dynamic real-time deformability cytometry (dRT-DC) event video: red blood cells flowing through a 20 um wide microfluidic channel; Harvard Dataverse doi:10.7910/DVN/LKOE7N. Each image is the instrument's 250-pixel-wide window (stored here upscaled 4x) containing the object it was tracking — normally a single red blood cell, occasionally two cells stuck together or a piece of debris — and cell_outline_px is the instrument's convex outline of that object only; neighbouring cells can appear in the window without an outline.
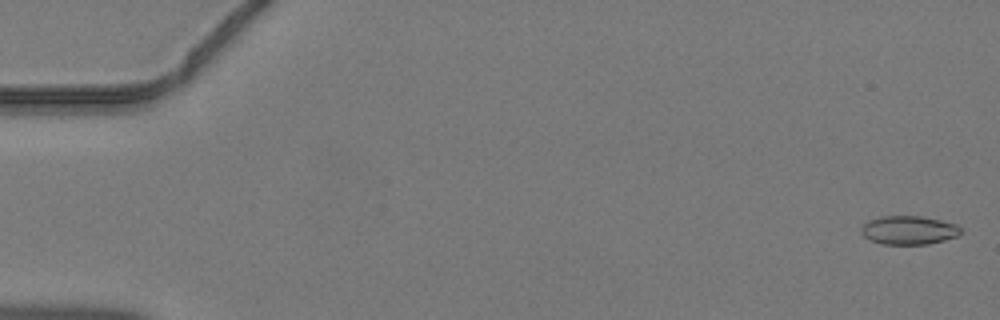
{"species": "common noctule bat (a hibernating species)", "species_latin": "Nyctalus noctula", "temperature_condition": "warm", "stored_images_in_passage": 16, "segment_of_instrument_passage": [1, 2], "camera_frame_rate_fps": 3000, "um_per_image_px": 0.085, "animal": {"sex": "male", "body_mass_g": 19.2, "forearm_length_mm": 51.8}, "frame": {"image": 1, "passage_image": 1, "time_ms": 0.0, "image_size_px": [1000, 320], "cell_outline_px": [[960, 232], [956, 236], [944, 240], [928, 244], [880, 244], [864, 236], [860, 232], [860, 228], [868, 220], [880, 216], [920, 216], [940, 220], [956, 224], [960, 228]], "centroid_in_image_um": [77.2, 19.56], "position_along_channel_um": 7.8, "area_um2": 16.53}}